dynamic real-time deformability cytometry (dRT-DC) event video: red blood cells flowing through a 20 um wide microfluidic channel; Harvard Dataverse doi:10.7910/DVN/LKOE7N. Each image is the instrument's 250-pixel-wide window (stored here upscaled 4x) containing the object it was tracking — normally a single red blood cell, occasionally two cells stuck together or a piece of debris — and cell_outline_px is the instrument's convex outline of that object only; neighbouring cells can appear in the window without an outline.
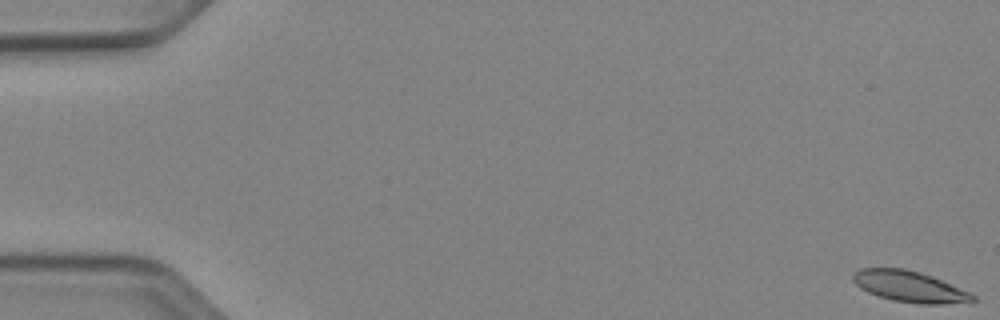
{"species": "Egyptian fruit bat (a non-hibernating species)", "species_latin": "Rousettus aegyptiacus", "temperature_condition": "cold", "stored_images_in_passage": 53, "camera_frame_rate_fps": 3000, "um_per_image_px": 0.085, "animal": {"sex": "female"}, "frame": {"image": 1, "passage_image": 1, "time_ms": 0.0, "image_size_px": [1000, 320], "cell_outline_px": [[976, 300], [944, 304], [920, 304], [892, 300], [868, 292], [860, 288], [852, 280], [852, 272], [860, 268], [904, 268], [920, 272], [932, 276], [968, 292], [976, 296]], "centroid_in_image_um": [77.25, 24.34], "position_along_channel_um": 7.7, "area_um2": 21.5}}
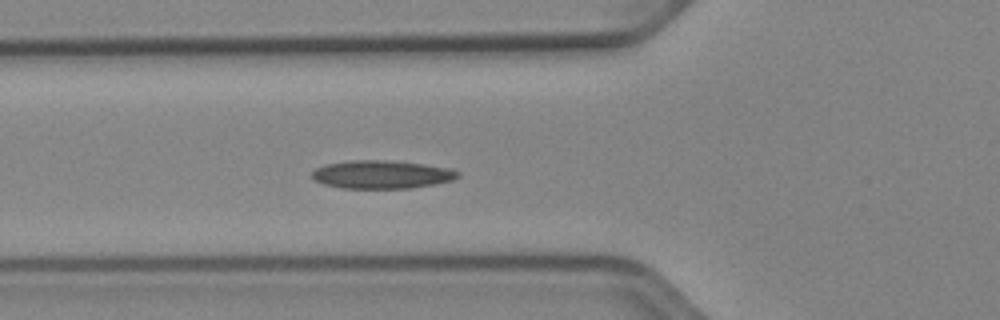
{"frame": {"image": 2, "passage_image": 20, "time_ms": 6.333, "image_size_px": [1000, 320], "cell_outline_px": [[460, 176], [452, 180], [432, 184], [408, 188], [344, 188], [324, 184], [312, 180], [312, 172], [316, 168], [324, 164], [352, 160], [384, 160], [424, 164], [452, 168], [460, 172]], "centroid_in_image_um": [32.43, 14.82], "position_along_channel_um": 93.4, "area_um2": 23.93}}
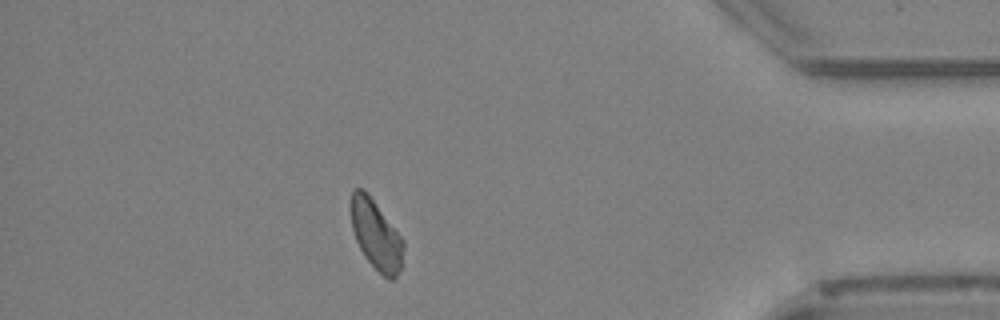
{"frame": {"image": 3, "passage_image": 47, "time_ms": 15.333, "image_size_px": [1000, 320], "cell_outline_px": [[404, 248], [400, 268], [396, 276], [392, 280], [388, 280], [364, 256], [356, 240], [352, 228], [348, 208], [352, 192], [356, 188], [364, 188], [368, 192], [404, 240]], "centroid_in_image_um": [31.93, 19.9], "position_along_channel_um": 403.3, "area_um2": 21.5}}